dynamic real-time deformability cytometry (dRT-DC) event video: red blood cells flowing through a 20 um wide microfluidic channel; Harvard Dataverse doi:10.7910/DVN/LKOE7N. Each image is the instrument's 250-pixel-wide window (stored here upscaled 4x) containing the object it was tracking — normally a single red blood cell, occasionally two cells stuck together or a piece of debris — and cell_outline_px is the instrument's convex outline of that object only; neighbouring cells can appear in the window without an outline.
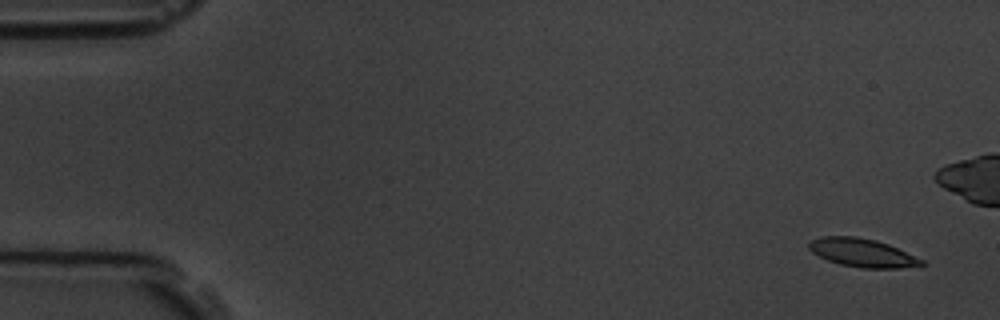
{"species": "common noctule bat (a hibernating species)", "species_latin": "Nyctalus noctula", "temperature_condition": "room temperature", "stored_images_in_passage": 6, "camera_frame_rate_fps": 3000, "um_per_image_px": 0.085, "animal": {"sex": "male", "body_mass_g": 19.5, "forearm_length_mm": 54.6}, "frame": {"image": 1, "passage_image": 1, "time_ms": 0.0, "image_size_px": [1000, 320], "cell_outline_px": [[924, 264], [900, 268], [860, 268], [840, 264], [828, 260], [812, 252], [808, 248], [808, 244], [812, 240], [820, 236], [856, 236], [876, 240], [888, 244], [924, 260]], "centroid_in_image_um": [73.27, 21.48], "position_along_channel_um": 11.7, "area_um2": 18.5}}